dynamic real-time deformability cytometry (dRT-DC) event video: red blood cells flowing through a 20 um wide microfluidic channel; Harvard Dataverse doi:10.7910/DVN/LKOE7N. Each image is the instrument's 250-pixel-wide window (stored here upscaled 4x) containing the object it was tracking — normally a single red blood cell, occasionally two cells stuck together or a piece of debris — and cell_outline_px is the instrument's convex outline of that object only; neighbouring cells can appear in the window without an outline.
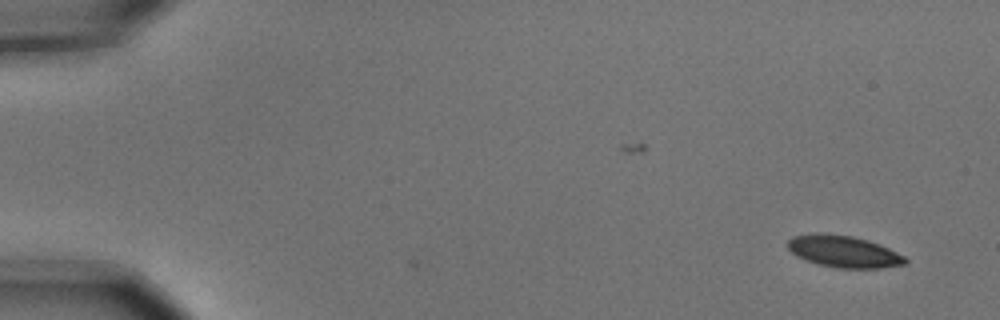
{"species": "common noctule bat (a hibernating species)", "species_latin": "Nyctalus noctula", "temperature_condition": "cold", "stored_images_in_passage": 6, "camera_frame_rate_fps": 3000, "um_per_image_px": 0.085, "animal": {"sex": "male", "body_mass_g": 15.6}, "frame": {"image": 1, "passage_image": 2, "time_ms": 0.333, "image_size_px": [1000, 320], "cell_outline_px": [[908, 260], [904, 264], [880, 268], [836, 268], [804, 260], [796, 256], [788, 248], [788, 240], [792, 236], [812, 232], [820, 232], [852, 236], [868, 240], [880, 244], [904, 256]], "centroid_in_image_um": [71.67, 21.36], "position_along_channel_um": 13.3, "area_um2": 21.91}}
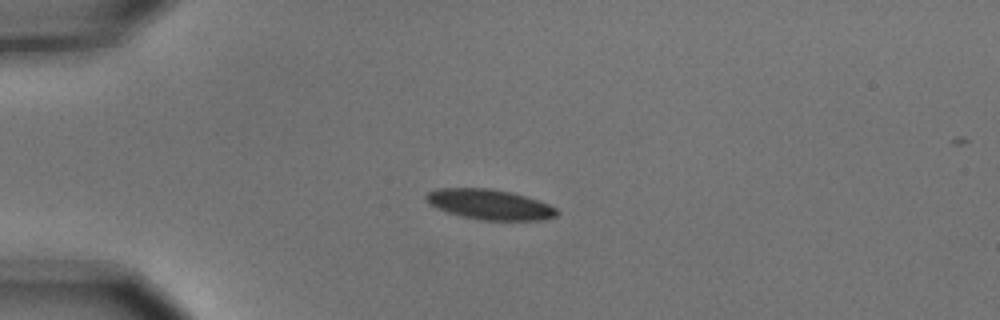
{"frame": {"image": 2, "passage_image": 5, "time_ms": 1.333, "image_size_px": [1000, 320], "cell_outline_px": [[560, 212], [556, 216], [544, 220], [480, 220], [460, 216], [436, 208], [428, 204], [424, 196], [428, 192], [436, 188], [492, 188], [512, 192], [548, 204], [556, 208]], "centroid_in_image_um": [41.59, 17.38], "position_along_channel_um": 43.4, "area_um2": 23.18}}